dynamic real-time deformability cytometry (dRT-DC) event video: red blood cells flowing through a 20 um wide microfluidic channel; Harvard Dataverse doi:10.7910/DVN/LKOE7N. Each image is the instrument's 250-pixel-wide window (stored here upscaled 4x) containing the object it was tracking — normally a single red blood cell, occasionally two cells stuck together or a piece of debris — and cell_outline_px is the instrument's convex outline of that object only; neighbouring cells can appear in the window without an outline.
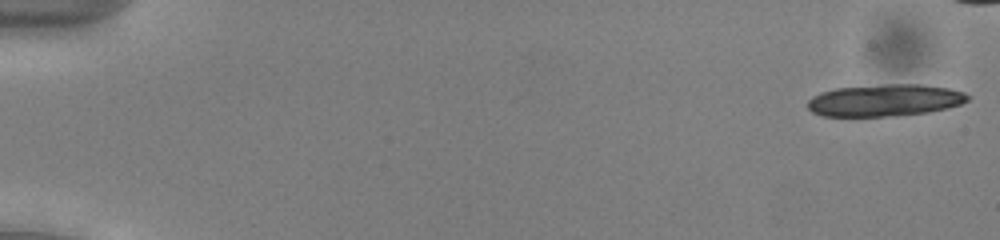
{"species": "common noctule bat (a hibernating species)", "species_latin": "Nyctalus noctula", "temperature_condition": "cold", "stored_images_in_passage": 18, "camera_frame_rate_fps": 3000, "um_per_image_px": 0.085, "animal": {"sex": "male", "body_mass_g": 13.0, "forearm_length_mm": 53.1}, "frame": {"image": 1, "passage_image": 1, "time_ms": 0.0, "image_size_px": [1000, 240], "cell_outline_px": [[972, 96], [968, 100], [960, 104], [948, 108], [928, 112], [896, 116], [824, 116], [812, 112], [808, 108], [808, 100], [812, 96], [820, 92], [836, 88], [884, 84], [920, 84], [948, 88], [964, 92]], "centroid_in_image_um": [75.22, 8.52], "position_along_channel_um": 9.8, "area_um2": 30.0}}